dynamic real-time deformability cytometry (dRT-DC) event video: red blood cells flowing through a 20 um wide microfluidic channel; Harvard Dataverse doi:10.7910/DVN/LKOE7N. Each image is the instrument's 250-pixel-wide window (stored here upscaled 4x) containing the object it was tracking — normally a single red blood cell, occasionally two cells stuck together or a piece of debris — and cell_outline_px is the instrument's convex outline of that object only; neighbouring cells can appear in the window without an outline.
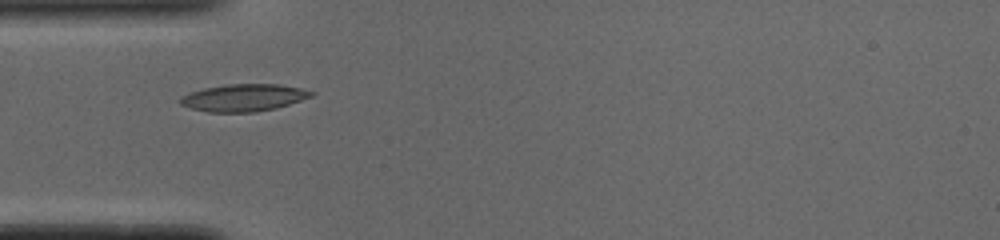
{"species": "common noctule bat (a hibernating species)", "species_latin": "Nyctalus noctula", "temperature_condition": "cold", "stored_images_in_passage": 33, "camera_frame_rate_fps": 3000, "um_per_image_px": 0.085, "animal": {"sex": "male", "body_mass_g": 19.0, "forearm_length_mm": 50.8}, "frame": {"image": 1, "passage_image": 1, "time_ms": 0.0, "image_size_px": [1000, 240], "cell_outline_px": [[316, 92], [312, 96], [276, 108], [256, 112], [208, 112], [192, 108], [180, 104], [180, 96], [204, 88], [228, 84], [276, 84], [300, 88]], "centroid_in_image_um": [20.71, 8.3], "position_along_channel_um": 64.3, "area_um2": 20.58}}
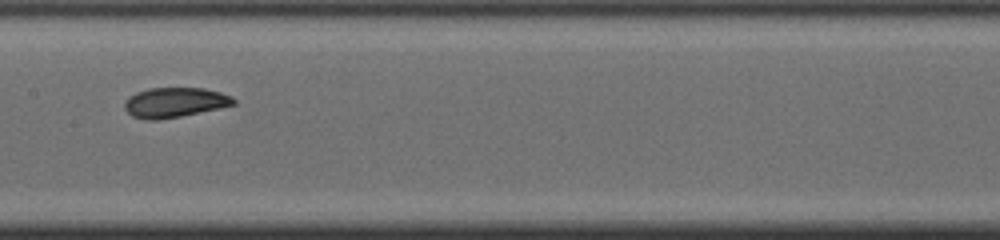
{"frame": {"image": 2, "passage_image": 11, "time_ms": 3.333, "image_size_px": [1000, 240], "cell_outline_px": [[236, 104], [220, 108], [180, 116], [156, 120], [144, 120], [132, 116], [124, 108], [124, 104], [128, 96], [136, 92], [148, 88], [204, 88], [220, 92], [232, 96], [236, 100]], "centroid_in_image_um": [14.84, 8.7], "position_along_channel_um": 192.6, "area_um2": 19.07}}
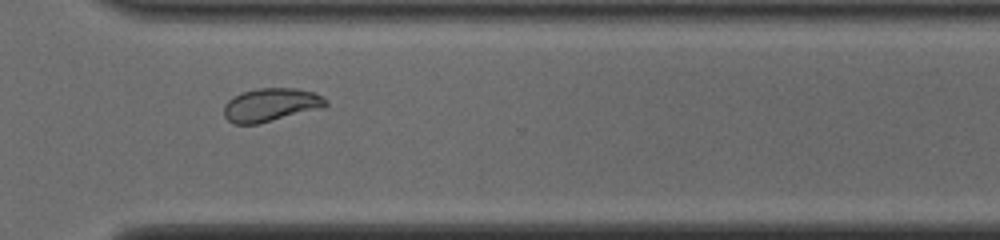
{"frame": {"image": 3, "passage_image": 23, "time_ms": 7.333, "image_size_px": [1000, 240], "cell_outline_px": [[328, 104], [324, 108], [256, 124], [232, 124], [224, 116], [224, 104], [232, 96], [244, 92], [260, 88], [296, 88], [312, 92], [328, 100]], "centroid_in_image_um": [23.02, 8.92], "position_along_channel_um": 347.6, "area_um2": 19.77}, "authors_computed_cell_mechanics": {"area_um2": 19.363, "velocity_mm_per_s": 3.8597, "shape_relaxation_time_tau1_ms": 8.4376, "shape_relaxation_time_tau2_ms": 1.2923, "deformation_change_tau1": 0.1912, "deformation_change_tau2": 0.0538}}